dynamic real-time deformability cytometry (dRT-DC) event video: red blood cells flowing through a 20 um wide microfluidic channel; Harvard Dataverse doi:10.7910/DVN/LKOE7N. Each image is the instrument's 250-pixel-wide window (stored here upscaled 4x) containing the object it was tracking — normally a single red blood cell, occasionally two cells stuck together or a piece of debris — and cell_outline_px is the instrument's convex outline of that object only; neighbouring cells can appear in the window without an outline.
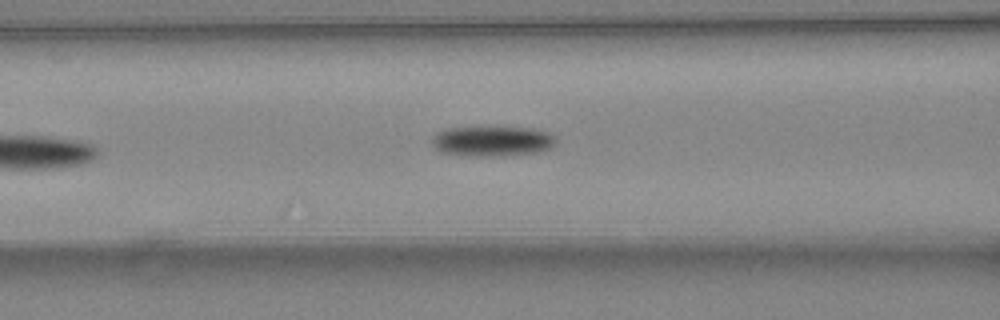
{"species": "common noctule bat (a hibernating species)", "species_latin": "Nyctalus noctula", "temperature_condition": "warm", "stored_images_in_passage": 6, "camera_frame_rate_fps": 3000, "um_per_image_px": 0.085, "animal": {"sex": "female", "body_mass_g": 24.6, "forearm_length_mm": 56.2}, "frame": {"image": 1, "passage_image": 6, "time_ms": 1.667, "image_size_px": [1000, 320], "cell_outline_px": [[556, 140], [548, 148], [536, 152], [504, 156], [468, 156], [440, 152], [432, 144], [432, 136], [444, 128], [532, 128], [548, 132], [556, 136]], "centroid_in_image_um": [41.81, 12.01], "position_along_channel_um": 124.8, "area_um2": 21.62}}